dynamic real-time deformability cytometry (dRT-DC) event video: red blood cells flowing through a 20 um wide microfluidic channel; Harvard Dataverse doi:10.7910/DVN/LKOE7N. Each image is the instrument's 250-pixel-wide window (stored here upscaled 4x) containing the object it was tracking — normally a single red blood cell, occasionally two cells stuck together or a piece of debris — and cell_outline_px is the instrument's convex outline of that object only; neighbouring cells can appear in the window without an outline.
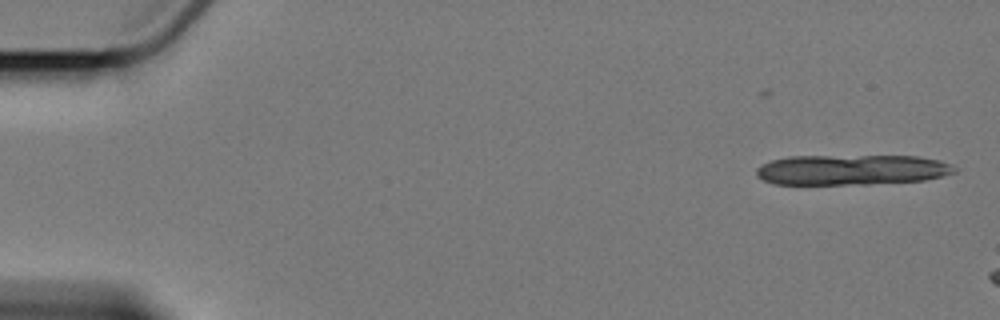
{"species": "Egyptian fruit bat (a non-hibernating species)", "species_latin": "Rousettus aegyptiacus", "temperature_condition": "cold", "stored_images_in_passage": 4, "segment_of_instrument_passage": [2, 2], "camera_frame_rate_fps": 3000, "um_per_image_px": 0.085, "animal": {"sex": "female"}, "frame": {"image": 1, "passage_image": 4, "time_ms": 26.667, "image_size_px": [1000, 320], "cell_outline_px": [[960, 168], [956, 172], [924, 180], [868, 184], [776, 184], [764, 180], [756, 176], [756, 168], [772, 160], [788, 156], [916, 156], [940, 160], [952, 164]], "centroid_in_image_um": [72.43, 14.43], "position_along_channel_um": 12.6, "area_um2": 35.08}}